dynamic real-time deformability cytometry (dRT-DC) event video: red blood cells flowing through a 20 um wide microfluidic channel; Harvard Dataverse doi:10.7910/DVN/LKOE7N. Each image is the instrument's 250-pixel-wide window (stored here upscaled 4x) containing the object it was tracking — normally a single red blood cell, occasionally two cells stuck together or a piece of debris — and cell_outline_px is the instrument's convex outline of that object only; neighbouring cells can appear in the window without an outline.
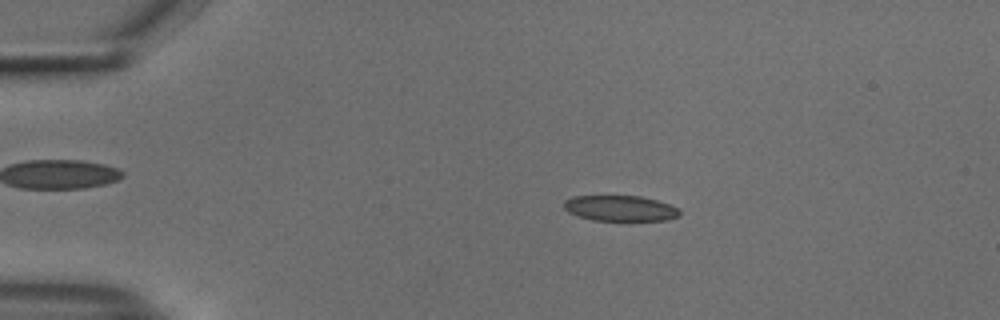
{"species": "common noctule bat (a hibernating species)", "species_latin": "Nyctalus noctula", "temperature_condition": "cold", "stored_images_in_passage": 49, "camera_frame_rate_fps": 3000, "um_per_image_px": 0.085, "animal": {"sex": "male", "body_mass_g": 18.8}, "frame": {"image": 1, "passage_image": 6, "time_ms": 1.667, "image_size_px": [1000, 320], "cell_outline_px": [[680, 216], [668, 220], [628, 224], [592, 220], [568, 212], [564, 208], [564, 200], [572, 196], [640, 196], [656, 200], [680, 208]], "centroid_in_image_um": [52.78, 17.77], "position_along_channel_um": 32.2, "area_um2": 18.32}}
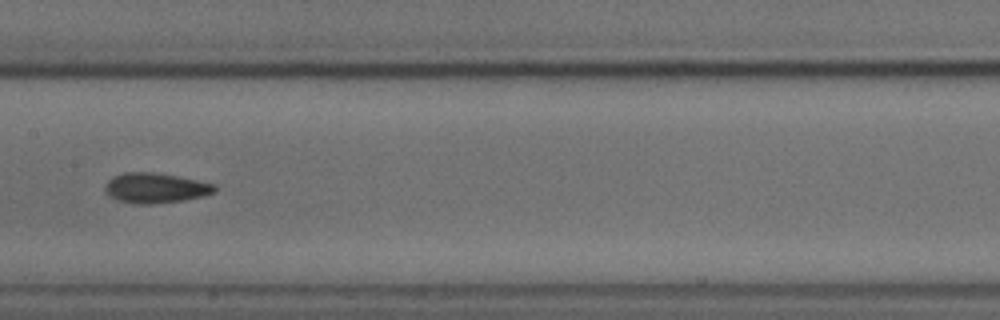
{"frame": {"image": 2, "passage_image": 23, "time_ms": 7.333, "image_size_px": [1000, 320], "cell_outline_px": [[216, 188], [212, 192], [204, 196], [180, 200], [152, 204], [136, 204], [116, 200], [104, 188], [108, 180], [112, 176], [124, 172], [156, 172], [180, 176], [216, 184]], "centroid_in_image_um": [13.21, 15.96], "position_along_channel_um": 194.2, "area_um2": 19.19}}
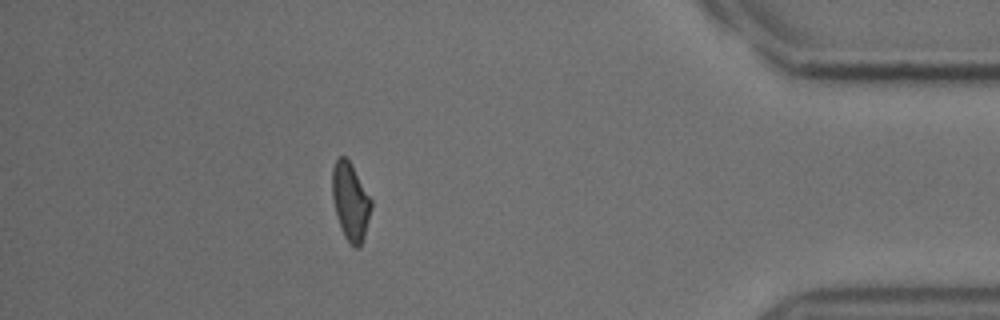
{"frame": {"image": 3, "passage_image": 43, "time_ms": 14.0, "image_size_px": [1000, 320], "cell_outline_px": [[372, 208], [364, 236], [360, 248], [352, 248], [344, 236], [336, 212], [332, 196], [332, 168], [336, 160], [340, 156], [344, 156], [348, 160], [372, 200]], "centroid_in_image_um": [29.79, 17.17], "position_along_channel_um": 405.4, "area_um2": 17.4}, "authors_computed_cell_mechanics": {"area_um2": 18.4382, "velocity_mm_per_s": 3.7807, "shape_relaxation_time_tau1_ms": 8.5338, "shape_relaxation_time_tau2_ms": 2.5748, "deformation_change_tau1": 0.1468, "deformation_change_tau2": 0.0847}}